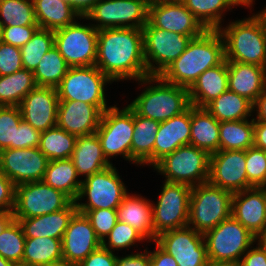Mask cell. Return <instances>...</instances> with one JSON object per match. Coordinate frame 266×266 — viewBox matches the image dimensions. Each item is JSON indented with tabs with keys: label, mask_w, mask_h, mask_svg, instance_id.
Returning a JSON list of instances; mask_svg holds the SVG:
<instances>
[{
	"label": "cell",
	"mask_w": 266,
	"mask_h": 266,
	"mask_svg": "<svg viewBox=\"0 0 266 266\" xmlns=\"http://www.w3.org/2000/svg\"><path fill=\"white\" fill-rule=\"evenodd\" d=\"M62 259V239L50 237L26 238L22 264L43 266Z\"/></svg>",
	"instance_id": "obj_37"
},
{
	"label": "cell",
	"mask_w": 266,
	"mask_h": 266,
	"mask_svg": "<svg viewBox=\"0 0 266 266\" xmlns=\"http://www.w3.org/2000/svg\"><path fill=\"white\" fill-rule=\"evenodd\" d=\"M206 266H240V265H239V262H235V261L208 260Z\"/></svg>",
	"instance_id": "obj_60"
},
{
	"label": "cell",
	"mask_w": 266,
	"mask_h": 266,
	"mask_svg": "<svg viewBox=\"0 0 266 266\" xmlns=\"http://www.w3.org/2000/svg\"><path fill=\"white\" fill-rule=\"evenodd\" d=\"M42 181L63 192L72 201L76 200L82 183L70 158L50 160Z\"/></svg>",
	"instance_id": "obj_33"
},
{
	"label": "cell",
	"mask_w": 266,
	"mask_h": 266,
	"mask_svg": "<svg viewBox=\"0 0 266 266\" xmlns=\"http://www.w3.org/2000/svg\"><path fill=\"white\" fill-rule=\"evenodd\" d=\"M43 266H77V265L71 264V263L65 261L64 259H62L60 261L49 263V264L43 265Z\"/></svg>",
	"instance_id": "obj_62"
},
{
	"label": "cell",
	"mask_w": 266,
	"mask_h": 266,
	"mask_svg": "<svg viewBox=\"0 0 266 266\" xmlns=\"http://www.w3.org/2000/svg\"><path fill=\"white\" fill-rule=\"evenodd\" d=\"M0 25H37L33 0H0Z\"/></svg>",
	"instance_id": "obj_41"
},
{
	"label": "cell",
	"mask_w": 266,
	"mask_h": 266,
	"mask_svg": "<svg viewBox=\"0 0 266 266\" xmlns=\"http://www.w3.org/2000/svg\"><path fill=\"white\" fill-rule=\"evenodd\" d=\"M253 117L237 121H222L219 126V150H247L254 146Z\"/></svg>",
	"instance_id": "obj_36"
},
{
	"label": "cell",
	"mask_w": 266,
	"mask_h": 266,
	"mask_svg": "<svg viewBox=\"0 0 266 266\" xmlns=\"http://www.w3.org/2000/svg\"><path fill=\"white\" fill-rule=\"evenodd\" d=\"M148 22L153 27L188 35L192 39L207 30L181 0L150 2Z\"/></svg>",
	"instance_id": "obj_18"
},
{
	"label": "cell",
	"mask_w": 266,
	"mask_h": 266,
	"mask_svg": "<svg viewBox=\"0 0 266 266\" xmlns=\"http://www.w3.org/2000/svg\"><path fill=\"white\" fill-rule=\"evenodd\" d=\"M147 0H98L83 17L97 29L142 28L148 22Z\"/></svg>",
	"instance_id": "obj_13"
},
{
	"label": "cell",
	"mask_w": 266,
	"mask_h": 266,
	"mask_svg": "<svg viewBox=\"0 0 266 266\" xmlns=\"http://www.w3.org/2000/svg\"><path fill=\"white\" fill-rule=\"evenodd\" d=\"M15 264L4 259L1 255H0V266H14Z\"/></svg>",
	"instance_id": "obj_65"
},
{
	"label": "cell",
	"mask_w": 266,
	"mask_h": 266,
	"mask_svg": "<svg viewBox=\"0 0 266 266\" xmlns=\"http://www.w3.org/2000/svg\"><path fill=\"white\" fill-rule=\"evenodd\" d=\"M254 146L266 151V122L254 120Z\"/></svg>",
	"instance_id": "obj_56"
},
{
	"label": "cell",
	"mask_w": 266,
	"mask_h": 266,
	"mask_svg": "<svg viewBox=\"0 0 266 266\" xmlns=\"http://www.w3.org/2000/svg\"><path fill=\"white\" fill-rule=\"evenodd\" d=\"M22 69L20 48L0 42V76L10 75Z\"/></svg>",
	"instance_id": "obj_48"
},
{
	"label": "cell",
	"mask_w": 266,
	"mask_h": 266,
	"mask_svg": "<svg viewBox=\"0 0 266 266\" xmlns=\"http://www.w3.org/2000/svg\"><path fill=\"white\" fill-rule=\"evenodd\" d=\"M40 135L39 130L22 119L16 129V149L39 147Z\"/></svg>",
	"instance_id": "obj_50"
},
{
	"label": "cell",
	"mask_w": 266,
	"mask_h": 266,
	"mask_svg": "<svg viewBox=\"0 0 266 266\" xmlns=\"http://www.w3.org/2000/svg\"><path fill=\"white\" fill-rule=\"evenodd\" d=\"M157 1H172V0H157ZM173 1H176V0H173Z\"/></svg>",
	"instance_id": "obj_69"
},
{
	"label": "cell",
	"mask_w": 266,
	"mask_h": 266,
	"mask_svg": "<svg viewBox=\"0 0 266 266\" xmlns=\"http://www.w3.org/2000/svg\"><path fill=\"white\" fill-rule=\"evenodd\" d=\"M81 180L112 165L102 152L100 140L96 133L78 136L70 157ZM82 176H84L82 178Z\"/></svg>",
	"instance_id": "obj_29"
},
{
	"label": "cell",
	"mask_w": 266,
	"mask_h": 266,
	"mask_svg": "<svg viewBox=\"0 0 266 266\" xmlns=\"http://www.w3.org/2000/svg\"><path fill=\"white\" fill-rule=\"evenodd\" d=\"M38 25L2 27V42L21 48L34 35Z\"/></svg>",
	"instance_id": "obj_49"
},
{
	"label": "cell",
	"mask_w": 266,
	"mask_h": 266,
	"mask_svg": "<svg viewBox=\"0 0 266 266\" xmlns=\"http://www.w3.org/2000/svg\"><path fill=\"white\" fill-rule=\"evenodd\" d=\"M253 244L239 261L240 266H266V249Z\"/></svg>",
	"instance_id": "obj_53"
},
{
	"label": "cell",
	"mask_w": 266,
	"mask_h": 266,
	"mask_svg": "<svg viewBox=\"0 0 266 266\" xmlns=\"http://www.w3.org/2000/svg\"><path fill=\"white\" fill-rule=\"evenodd\" d=\"M15 184L0 171V211L13 212Z\"/></svg>",
	"instance_id": "obj_52"
},
{
	"label": "cell",
	"mask_w": 266,
	"mask_h": 266,
	"mask_svg": "<svg viewBox=\"0 0 266 266\" xmlns=\"http://www.w3.org/2000/svg\"><path fill=\"white\" fill-rule=\"evenodd\" d=\"M35 17L39 28L57 30L73 24L83 17L66 0H33Z\"/></svg>",
	"instance_id": "obj_32"
},
{
	"label": "cell",
	"mask_w": 266,
	"mask_h": 266,
	"mask_svg": "<svg viewBox=\"0 0 266 266\" xmlns=\"http://www.w3.org/2000/svg\"><path fill=\"white\" fill-rule=\"evenodd\" d=\"M97 1L98 0H67L80 17H85Z\"/></svg>",
	"instance_id": "obj_58"
},
{
	"label": "cell",
	"mask_w": 266,
	"mask_h": 266,
	"mask_svg": "<svg viewBox=\"0 0 266 266\" xmlns=\"http://www.w3.org/2000/svg\"><path fill=\"white\" fill-rule=\"evenodd\" d=\"M138 84L144 89L128 105L142 117L163 122L190 106L188 88L168 83L159 75L144 77Z\"/></svg>",
	"instance_id": "obj_3"
},
{
	"label": "cell",
	"mask_w": 266,
	"mask_h": 266,
	"mask_svg": "<svg viewBox=\"0 0 266 266\" xmlns=\"http://www.w3.org/2000/svg\"><path fill=\"white\" fill-rule=\"evenodd\" d=\"M142 31L144 58L149 75H160L186 50L192 40L188 35L153 27L149 22L142 27Z\"/></svg>",
	"instance_id": "obj_15"
},
{
	"label": "cell",
	"mask_w": 266,
	"mask_h": 266,
	"mask_svg": "<svg viewBox=\"0 0 266 266\" xmlns=\"http://www.w3.org/2000/svg\"><path fill=\"white\" fill-rule=\"evenodd\" d=\"M221 26L225 59L266 68V27L254 14Z\"/></svg>",
	"instance_id": "obj_4"
},
{
	"label": "cell",
	"mask_w": 266,
	"mask_h": 266,
	"mask_svg": "<svg viewBox=\"0 0 266 266\" xmlns=\"http://www.w3.org/2000/svg\"><path fill=\"white\" fill-rule=\"evenodd\" d=\"M113 82L96 66L70 67L56 87L59 100L81 101L97 106L102 112L109 106L106 85Z\"/></svg>",
	"instance_id": "obj_7"
},
{
	"label": "cell",
	"mask_w": 266,
	"mask_h": 266,
	"mask_svg": "<svg viewBox=\"0 0 266 266\" xmlns=\"http://www.w3.org/2000/svg\"><path fill=\"white\" fill-rule=\"evenodd\" d=\"M210 155L192 145L178 147L164 156L152 168L164 181L183 183L191 187L208 182Z\"/></svg>",
	"instance_id": "obj_6"
},
{
	"label": "cell",
	"mask_w": 266,
	"mask_h": 266,
	"mask_svg": "<svg viewBox=\"0 0 266 266\" xmlns=\"http://www.w3.org/2000/svg\"><path fill=\"white\" fill-rule=\"evenodd\" d=\"M14 219L12 212L0 211V233Z\"/></svg>",
	"instance_id": "obj_59"
},
{
	"label": "cell",
	"mask_w": 266,
	"mask_h": 266,
	"mask_svg": "<svg viewBox=\"0 0 266 266\" xmlns=\"http://www.w3.org/2000/svg\"><path fill=\"white\" fill-rule=\"evenodd\" d=\"M72 200L43 181L15 185L14 219H25L54 213L66 208Z\"/></svg>",
	"instance_id": "obj_14"
},
{
	"label": "cell",
	"mask_w": 266,
	"mask_h": 266,
	"mask_svg": "<svg viewBox=\"0 0 266 266\" xmlns=\"http://www.w3.org/2000/svg\"><path fill=\"white\" fill-rule=\"evenodd\" d=\"M257 244L266 249V226L255 237Z\"/></svg>",
	"instance_id": "obj_61"
},
{
	"label": "cell",
	"mask_w": 266,
	"mask_h": 266,
	"mask_svg": "<svg viewBox=\"0 0 266 266\" xmlns=\"http://www.w3.org/2000/svg\"><path fill=\"white\" fill-rule=\"evenodd\" d=\"M156 250H149L150 266H178L176 260L164 251L155 241Z\"/></svg>",
	"instance_id": "obj_55"
},
{
	"label": "cell",
	"mask_w": 266,
	"mask_h": 266,
	"mask_svg": "<svg viewBox=\"0 0 266 266\" xmlns=\"http://www.w3.org/2000/svg\"><path fill=\"white\" fill-rule=\"evenodd\" d=\"M134 130V110L127 106L120 109L117 104L106 109L95 132L100 140L102 152L107 161L120 155L131 162V143Z\"/></svg>",
	"instance_id": "obj_9"
},
{
	"label": "cell",
	"mask_w": 266,
	"mask_h": 266,
	"mask_svg": "<svg viewBox=\"0 0 266 266\" xmlns=\"http://www.w3.org/2000/svg\"><path fill=\"white\" fill-rule=\"evenodd\" d=\"M25 242L20 223L13 219L0 233V255L14 264H21Z\"/></svg>",
	"instance_id": "obj_43"
},
{
	"label": "cell",
	"mask_w": 266,
	"mask_h": 266,
	"mask_svg": "<svg viewBox=\"0 0 266 266\" xmlns=\"http://www.w3.org/2000/svg\"><path fill=\"white\" fill-rule=\"evenodd\" d=\"M117 255L104 247L89 254L77 266H116Z\"/></svg>",
	"instance_id": "obj_51"
},
{
	"label": "cell",
	"mask_w": 266,
	"mask_h": 266,
	"mask_svg": "<svg viewBox=\"0 0 266 266\" xmlns=\"http://www.w3.org/2000/svg\"><path fill=\"white\" fill-rule=\"evenodd\" d=\"M147 242L146 239L133 227L125 222L117 221L111 232L102 241V247L111 252L115 250L131 249V246H137L139 242Z\"/></svg>",
	"instance_id": "obj_44"
},
{
	"label": "cell",
	"mask_w": 266,
	"mask_h": 266,
	"mask_svg": "<svg viewBox=\"0 0 266 266\" xmlns=\"http://www.w3.org/2000/svg\"><path fill=\"white\" fill-rule=\"evenodd\" d=\"M76 211L75 201H72L66 208L54 213L14 220L20 223L26 238L50 237L62 239L69 221Z\"/></svg>",
	"instance_id": "obj_28"
},
{
	"label": "cell",
	"mask_w": 266,
	"mask_h": 266,
	"mask_svg": "<svg viewBox=\"0 0 266 266\" xmlns=\"http://www.w3.org/2000/svg\"><path fill=\"white\" fill-rule=\"evenodd\" d=\"M70 67L55 45L43 55L33 71L37 86L57 87Z\"/></svg>",
	"instance_id": "obj_40"
},
{
	"label": "cell",
	"mask_w": 266,
	"mask_h": 266,
	"mask_svg": "<svg viewBox=\"0 0 266 266\" xmlns=\"http://www.w3.org/2000/svg\"><path fill=\"white\" fill-rule=\"evenodd\" d=\"M77 136L57 126L41 132L39 149L49 160L68 159L75 148Z\"/></svg>",
	"instance_id": "obj_39"
},
{
	"label": "cell",
	"mask_w": 266,
	"mask_h": 266,
	"mask_svg": "<svg viewBox=\"0 0 266 266\" xmlns=\"http://www.w3.org/2000/svg\"><path fill=\"white\" fill-rule=\"evenodd\" d=\"M155 242L173 256L178 266H206L208 262L204 234L191 227L165 231Z\"/></svg>",
	"instance_id": "obj_16"
},
{
	"label": "cell",
	"mask_w": 266,
	"mask_h": 266,
	"mask_svg": "<svg viewBox=\"0 0 266 266\" xmlns=\"http://www.w3.org/2000/svg\"><path fill=\"white\" fill-rule=\"evenodd\" d=\"M231 216L255 237L266 226L264 186L252 187L233 194Z\"/></svg>",
	"instance_id": "obj_23"
},
{
	"label": "cell",
	"mask_w": 266,
	"mask_h": 266,
	"mask_svg": "<svg viewBox=\"0 0 266 266\" xmlns=\"http://www.w3.org/2000/svg\"><path fill=\"white\" fill-rule=\"evenodd\" d=\"M204 108L219 122L244 120L254 116L253 104L229 89Z\"/></svg>",
	"instance_id": "obj_34"
},
{
	"label": "cell",
	"mask_w": 266,
	"mask_h": 266,
	"mask_svg": "<svg viewBox=\"0 0 266 266\" xmlns=\"http://www.w3.org/2000/svg\"><path fill=\"white\" fill-rule=\"evenodd\" d=\"M102 246L85 214L76 211L69 221L62 238L63 259L78 265L89 254Z\"/></svg>",
	"instance_id": "obj_20"
},
{
	"label": "cell",
	"mask_w": 266,
	"mask_h": 266,
	"mask_svg": "<svg viewBox=\"0 0 266 266\" xmlns=\"http://www.w3.org/2000/svg\"><path fill=\"white\" fill-rule=\"evenodd\" d=\"M54 46V31L38 28L32 38L20 48L23 69L34 71L41 58Z\"/></svg>",
	"instance_id": "obj_42"
},
{
	"label": "cell",
	"mask_w": 266,
	"mask_h": 266,
	"mask_svg": "<svg viewBox=\"0 0 266 266\" xmlns=\"http://www.w3.org/2000/svg\"><path fill=\"white\" fill-rule=\"evenodd\" d=\"M116 266H150L148 248L146 247L144 252H132L122 257L117 255Z\"/></svg>",
	"instance_id": "obj_54"
},
{
	"label": "cell",
	"mask_w": 266,
	"mask_h": 266,
	"mask_svg": "<svg viewBox=\"0 0 266 266\" xmlns=\"http://www.w3.org/2000/svg\"><path fill=\"white\" fill-rule=\"evenodd\" d=\"M14 266H27V265H24V264H15Z\"/></svg>",
	"instance_id": "obj_68"
},
{
	"label": "cell",
	"mask_w": 266,
	"mask_h": 266,
	"mask_svg": "<svg viewBox=\"0 0 266 266\" xmlns=\"http://www.w3.org/2000/svg\"><path fill=\"white\" fill-rule=\"evenodd\" d=\"M59 97L55 87L37 86L21 101L22 119L40 132L56 126Z\"/></svg>",
	"instance_id": "obj_21"
},
{
	"label": "cell",
	"mask_w": 266,
	"mask_h": 266,
	"mask_svg": "<svg viewBox=\"0 0 266 266\" xmlns=\"http://www.w3.org/2000/svg\"><path fill=\"white\" fill-rule=\"evenodd\" d=\"M255 15L261 20L263 25L266 27V7L261 11L255 12Z\"/></svg>",
	"instance_id": "obj_63"
},
{
	"label": "cell",
	"mask_w": 266,
	"mask_h": 266,
	"mask_svg": "<svg viewBox=\"0 0 266 266\" xmlns=\"http://www.w3.org/2000/svg\"><path fill=\"white\" fill-rule=\"evenodd\" d=\"M85 214L90 221L97 237L101 242L111 232L118 221L117 210L96 209V210H77Z\"/></svg>",
	"instance_id": "obj_47"
},
{
	"label": "cell",
	"mask_w": 266,
	"mask_h": 266,
	"mask_svg": "<svg viewBox=\"0 0 266 266\" xmlns=\"http://www.w3.org/2000/svg\"><path fill=\"white\" fill-rule=\"evenodd\" d=\"M1 33H2V26L0 25V42H2V36H1Z\"/></svg>",
	"instance_id": "obj_67"
},
{
	"label": "cell",
	"mask_w": 266,
	"mask_h": 266,
	"mask_svg": "<svg viewBox=\"0 0 266 266\" xmlns=\"http://www.w3.org/2000/svg\"><path fill=\"white\" fill-rule=\"evenodd\" d=\"M256 111V114H255ZM253 120H260L266 122V89L257 97L253 104Z\"/></svg>",
	"instance_id": "obj_57"
},
{
	"label": "cell",
	"mask_w": 266,
	"mask_h": 266,
	"mask_svg": "<svg viewBox=\"0 0 266 266\" xmlns=\"http://www.w3.org/2000/svg\"><path fill=\"white\" fill-rule=\"evenodd\" d=\"M220 122L205 108L191 105V135L189 145L206 151L209 155L219 151Z\"/></svg>",
	"instance_id": "obj_31"
},
{
	"label": "cell",
	"mask_w": 266,
	"mask_h": 266,
	"mask_svg": "<svg viewBox=\"0 0 266 266\" xmlns=\"http://www.w3.org/2000/svg\"><path fill=\"white\" fill-rule=\"evenodd\" d=\"M191 186L164 181L157 202L152 203L154 241L169 230L188 226Z\"/></svg>",
	"instance_id": "obj_10"
},
{
	"label": "cell",
	"mask_w": 266,
	"mask_h": 266,
	"mask_svg": "<svg viewBox=\"0 0 266 266\" xmlns=\"http://www.w3.org/2000/svg\"><path fill=\"white\" fill-rule=\"evenodd\" d=\"M102 111L94 105L72 100H59L56 126L75 136L94 134Z\"/></svg>",
	"instance_id": "obj_22"
},
{
	"label": "cell",
	"mask_w": 266,
	"mask_h": 266,
	"mask_svg": "<svg viewBox=\"0 0 266 266\" xmlns=\"http://www.w3.org/2000/svg\"><path fill=\"white\" fill-rule=\"evenodd\" d=\"M121 177L118 169L112 164L83 179L75 200L77 210H116L129 193ZM85 199V203L82 202Z\"/></svg>",
	"instance_id": "obj_8"
},
{
	"label": "cell",
	"mask_w": 266,
	"mask_h": 266,
	"mask_svg": "<svg viewBox=\"0 0 266 266\" xmlns=\"http://www.w3.org/2000/svg\"><path fill=\"white\" fill-rule=\"evenodd\" d=\"M191 105L181 114L160 122L154 144V165L178 147L189 145Z\"/></svg>",
	"instance_id": "obj_24"
},
{
	"label": "cell",
	"mask_w": 266,
	"mask_h": 266,
	"mask_svg": "<svg viewBox=\"0 0 266 266\" xmlns=\"http://www.w3.org/2000/svg\"><path fill=\"white\" fill-rule=\"evenodd\" d=\"M159 126V121L142 117L134 111L131 164L154 166V144Z\"/></svg>",
	"instance_id": "obj_30"
},
{
	"label": "cell",
	"mask_w": 266,
	"mask_h": 266,
	"mask_svg": "<svg viewBox=\"0 0 266 266\" xmlns=\"http://www.w3.org/2000/svg\"><path fill=\"white\" fill-rule=\"evenodd\" d=\"M152 201L140 194L128 193L117 210L118 220L139 232L147 241L154 242Z\"/></svg>",
	"instance_id": "obj_26"
},
{
	"label": "cell",
	"mask_w": 266,
	"mask_h": 266,
	"mask_svg": "<svg viewBox=\"0 0 266 266\" xmlns=\"http://www.w3.org/2000/svg\"><path fill=\"white\" fill-rule=\"evenodd\" d=\"M238 1L242 4V6H244L246 8L251 7L250 10H252V6H254V4H255V0H238Z\"/></svg>",
	"instance_id": "obj_64"
},
{
	"label": "cell",
	"mask_w": 266,
	"mask_h": 266,
	"mask_svg": "<svg viewBox=\"0 0 266 266\" xmlns=\"http://www.w3.org/2000/svg\"><path fill=\"white\" fill-rule=\"evenodd\" d=\"M207 30H218L225 13L241 6L238 0H181Z\"/></svg>",
	"instance_id": "obj_35"
},
{
	"label": "cell",
	"mask_w": 266,
	"mask_h": 266,
	"mask_svg": "<svg viewBox=\"0 0 266 266\" xmlns=\"http://www.w3.org/2000/svg\"><path fill=\"white\" fill-rule=\"evenodd\" d=\"M228 88L254 104L266 89V68L228 61Z\"/></svg>",
	"instance_id": "obj_25"
},
{
	"label": "cell",
	"mask_w": 266,
	"mask_h": 266,
	"mask_svg": "<svg viewBox=\"0 0 266 266\" xmlns=\"http://www.w3.org/2000/svg\"><path fill=\"white\" fill-rule=\"evenodd\" d=\"M147 1L150 3V2H153V1H157V0H147Z\"/></svg>",
	"instance_id": "obj_70"
},
{
	"label": "cell",
	"mask_w": 266,
	"mask_h": 266,
	"mask_svg": "<svg viewBox=\"0 0 266 266\" xmlns=\"http://www.w3.org/2000/svg\"><path fill=\"white\" fill-rule=\"evenodd\" d=\"M247 189L266 186V151L255 146L246 150Z\"/></svg>",
	"instance_id": "obj_46"
},
{
	"label": "cell",
	"mask_w": 266,
	"mask_h": 266,
	"mask_svg": "<svg viewBox=\"0 0 266 266\" xmlns=\"http://www.w3.org/2000/svg\"><path fill=\"white\" fill-rule=\"evenodd\" d=\"M233 193L209 182L191 188L188 227L205 234L231 216Z\"/></svg>",
	"instance_id": "obj_5"
},
{
	"label": "cell",
	"mask_w": 266,
	"mask_h": 266,
	"mask_svg": "<svg viewBox=\"0 0 266 266\" xmlns=\"http://www.w3.org/2000/svg\"><path fill=\"white\" fill-rule=\"evenodd\" d=\"M36 87L33 71L27 69L0 76V106H19L23 98Z\"/></svg>",
	"instance_id": "obj_38"
},
{
	"label": "cell",
	"mask_w": 266,
	"mask_h": 266,
	"mask_svg": "<svg viewBox=\"0 0 266 266\" xmlns=\"http://www.w3.org/2000/svg\"><path fill=\"white\" fill-rule=\"evenodd\" d=\"M264 199H265V205H266V186H264Z\"/></svg>",
	"instance_id": "obj_66"
},
{
	"label": "cell",
	"mask_w": 266,
	"mask_h": 266,
	"mask_svg": "<svg viewBox=\"0 0 266 266\" xmlns=\"http://www.w3.org/2000/svg\"><path fill=\"white\" fill-rule=\"evenodd\" d=\"M95 65L112 81H138L150 76L144 58L142 28L98 30Z\"/></svg>",
	"instance_id": "obj_1"
},
{
	"label": "cell",
	"mask_w": 266,
	"mask_h": 266,
	"mask_svg": "<svg viewBox=\"0 0 266 266\" xmlns=\"http://www.w3.org/2000/svg\"><path fill=\"white\" fill-rule=\"evenodd\" d=\"M245 160L246 150H219L211 154L208 182L233 194L246 190Z\"/></svg>",
	"instance_id": "obj_19"
},
{
	"label": "cell",
	"mask_w": 266,
	"mask_h": 266,
	"mask_svg": "<svg viewBox=\"0 0 266 266\" xmlns=\"http://www.w3.org/2000/svg\"><path fill=\"white\" fill-rule=\"evenodd\" d=\"M21 120L19 106H0V151L16 149V129Z\"/></svg>",
	"instance_id": "obj_45"
},
{
	"label": "cell",
	"mask_w": 266,
	"mask_h": 266,
	"mask_svg": "<svg viewBox=\"0 0 266 266\" xmlns=\"http://www.w3.org/2000/svg\"><path fill=\"white\" fill-rule=\"evenodd\" d=\"M208 260L239 262L247 250L256 244L255 236L230 216L204 234Z\"/></svg>",
	"instance_id": "obj_11"
},
{
	"label": "cell",
	"mask_w": 266,
	"mask_h": 266,
	"mask_svg": "<svg viewBox=\"0 0 266 266\" xmlns=\"http://www.w3.org/2000/svg\"><path fill=\"white\" fill-rule=\"evenodd\" d=\"M49 161L39 147L0 151V171L15 185L42 181Z\"/></svg>",
	"instance_id": "obj_17"
},
{
	"label": "cell",
	"mask_w": 266,
	"mask_h": 266,
	"mask_svg": "<svg viewBox=\"0 0 266 266\" xmlns=\"http://www.w3.org/2000/svg\"><path fill=\"white\" fill-rule=\"evenodd\" d=\"M228 61L207 69L188 89L190 105L204 108L228 90Z\"/></svg>",
	"instance_id": "obj_27"
},
{
	"label": "cell",
	"mask_w": 266,
	"mask_h": 266,
	"mask_svg": "<svg viewBox=\"0 0 266 266\" xmlns=\"http://www.w3.org/2000/svg\"><path fill=\"white\" fill-rule=\"evenodd\" d=\"M225 60L224 41L218 30L193 38L186 50L159 75L164 81L190 88L207 69Z\"/></svg>",
	"instance_id": "obj_2"
},
{
	"label": "cell",
	"mask_w": 266,
	"mask_h": 266,
	"mask_svg": "<svg viewBox=\"0 0 266 266\" xmlns=\"http://www.w3.org/2000/svg\"><path fill=\"white\" fill-rule=\"evenodd\" d=\"M98 30L78 19L54 31V45L69 67H86L96 63Z\"/></svg>",
	"instance_id": "obj_12"
}]
</instances>
